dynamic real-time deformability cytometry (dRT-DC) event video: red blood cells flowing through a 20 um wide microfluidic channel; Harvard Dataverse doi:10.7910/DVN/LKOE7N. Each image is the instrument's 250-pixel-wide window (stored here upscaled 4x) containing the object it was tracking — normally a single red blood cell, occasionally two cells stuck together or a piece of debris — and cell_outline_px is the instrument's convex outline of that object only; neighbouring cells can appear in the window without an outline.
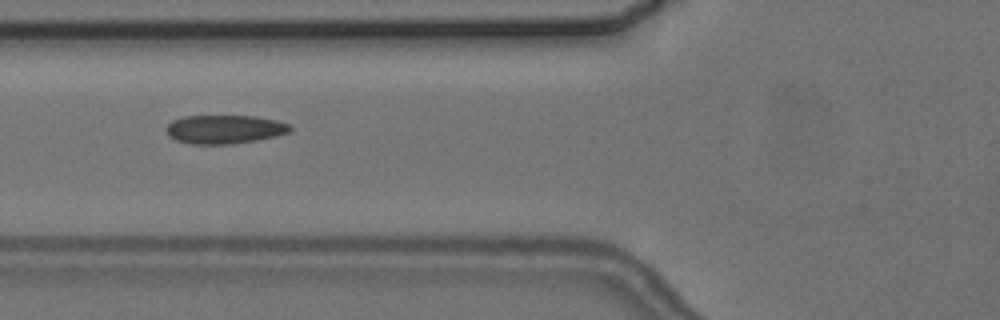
{"species": "common noctule bat (a hibernating species)", "species_latin": "Nyctalus noctula", "temperature_condition": "cold", "stored_images_in_passage": 3, "camera_frame_rate_fps": 3000, "um_per_image_px": 0.085, "animal": {"sex": "female", "body_mass_g": 24.6, "forearm_length_mm": 56.2}, "frame": {"image": 1, "passage_image": 2, "time_ms": 1.333, "image_size_px": [1000, 320], "cell_outline_px": [[292, 132], [276, 136], [256, 140], [232, 144], [192, 144], [176, 140], [168, 136], [168, 124], [172, 120], [184, 116], [256, 116], [276, 120], [292, 124]], "centroid_in_image_um": [19.14, 10.99], "position_along_channel_um": 106.7, "area_um2": 20.81}}
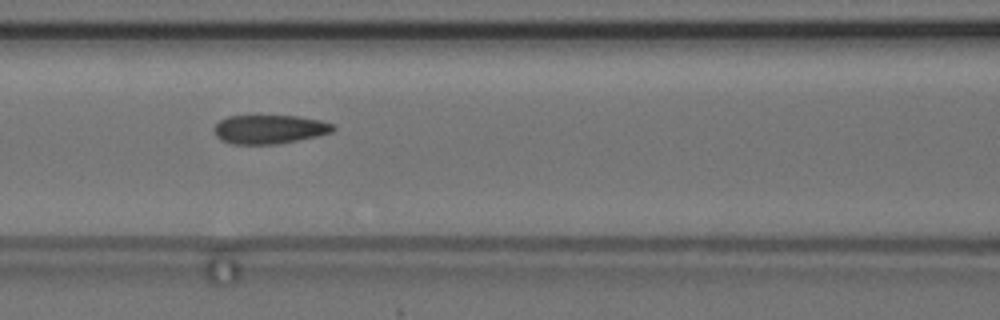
{"frame": {"image": 2, "passage_image": 3, "time_ms": 2.333, "image_size_px": [1000, 320], "cell_outline_px": [[336, 128], [332, 132], [316, 136], [276, 144], [232, 144], [220, 140], [216, 136], [216, 124], [220, 120], [228, 116], [300, 116], [320, 120], [332, 124]], "centroid_in_image_um": [22.91, 10.99], "position_along_channel_um": 143.7, "area_um2": 19.83}}